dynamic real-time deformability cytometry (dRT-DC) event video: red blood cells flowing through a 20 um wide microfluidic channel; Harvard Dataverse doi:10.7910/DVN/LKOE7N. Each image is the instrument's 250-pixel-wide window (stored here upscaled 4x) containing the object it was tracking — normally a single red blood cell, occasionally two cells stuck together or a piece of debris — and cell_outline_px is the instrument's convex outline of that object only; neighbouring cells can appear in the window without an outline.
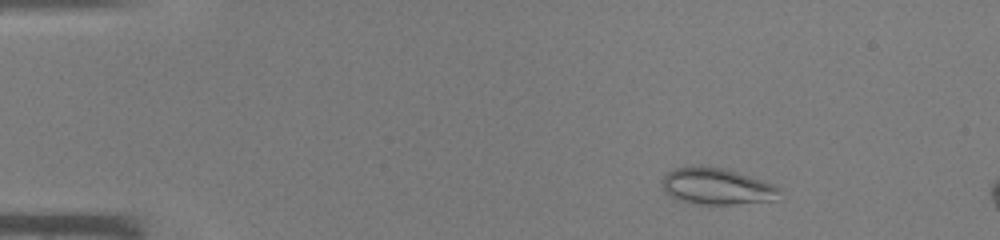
{"species": "common noctule bat (a hibernating species)", "species_latin": "Nyctalus noctula", "temperature_condition": "warm", "stored_images_in_passage": 9, "camera_frame_rate_fps": 3000, "um_per_image_px": 0.085, "animal": {"sex": "male", "body_mass_g": 19.0, "forearm_length_mm": 50.8}, "frame": {"image": 1, "passage_image": 4, "time_ms": 1.0, "image_size_px": [1000, 240], "cell_outline_px": [[780, 188], [776, 200], [732, 204], [696, 204], [680, 200], [664, 192], [664, 176], [668, 172], [676, 168], [692, 164], [720, 168], [736, 172], [776, 184]], "centroid_in_image_um": [60.93, 15.83], "position_along_channel_um": 24.1, "area_um2": 24.8}}